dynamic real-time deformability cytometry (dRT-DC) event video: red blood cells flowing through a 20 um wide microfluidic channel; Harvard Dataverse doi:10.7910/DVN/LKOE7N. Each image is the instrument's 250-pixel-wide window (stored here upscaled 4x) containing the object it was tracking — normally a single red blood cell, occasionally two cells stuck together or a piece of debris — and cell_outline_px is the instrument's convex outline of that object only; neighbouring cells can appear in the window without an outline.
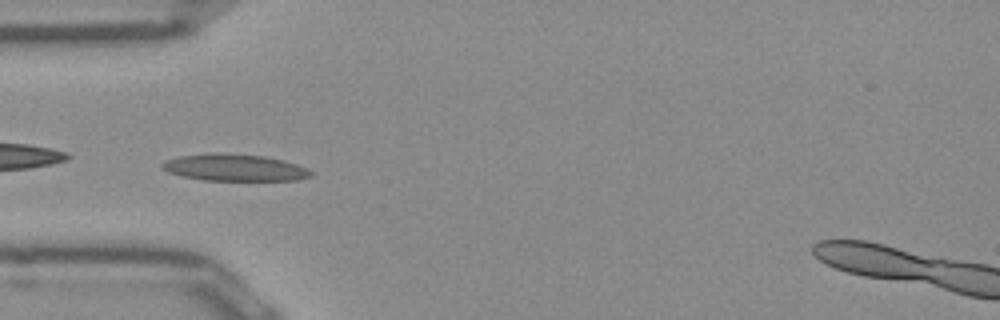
{"species": "Egyptian fruit bat (a non-hibernating species)", "species_latin": "Rousettus aegyptiacus", "temperature_condition": "room temperature", "stored_images_in_passage": 45, "camera_frame_rate_fps": 3000, "um_per_image_px": 0.085, "frame": {"image": 1, "passage_image": 9, "time_ms": 2.667, "image_size_px": [1000, 320], "cell_outline_px": [[312, 176], [300, 180], [204, 180], [184, 176], [168, 172], [160, 168], [160, 164], [164, 160], [180, 156], [212, 152], [264, 156], [284, 160], [308, 168], [312, 172]], "centroid_in_image_um": [19.93, 14.24], "position_along_channel_um": 65.1, "area_um2": 23.35}}
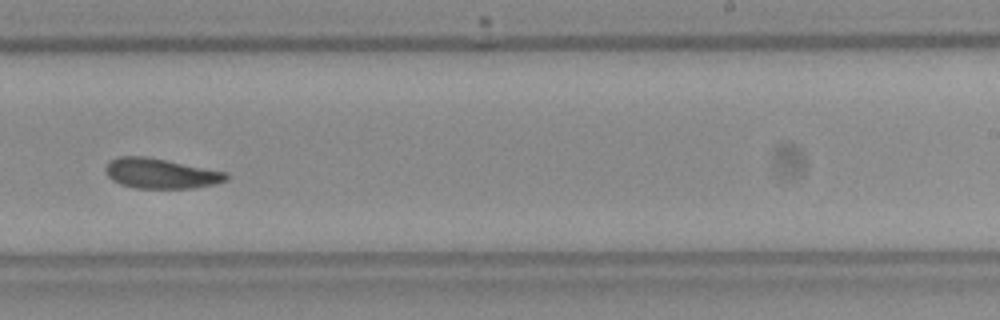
{"frame": {"image": 2, "passage_image": 25, "time_ms": 8.0, "image_size_px": [1000, 320], "cell_outline_px": [[228, 180], [212, 184], [192, 188], [136, 188], [120, 184], [112, 180], [108, 176], [104, 168], [112, 160], [120, 156], [144, 156], [228, 172]], "centroid_in_image_um": [13.66, 14.75], "position_along_channel_um": 275.3, "area_um2": 20.92}}
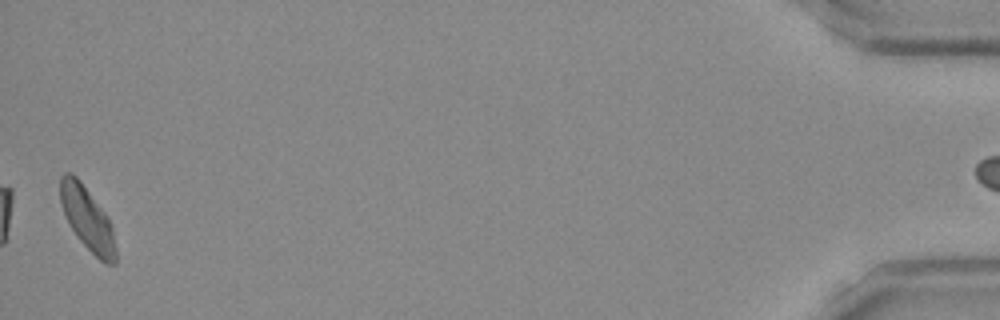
{"frame": {"image": 3, "passage_image": 44, "time_ms": 14.333, "image_size_px": [1000, 320], "cell_outline_px": [[116, 264], [104, 264], [80, 240], [72, 228], [64, 212], [60, 200], [60, 176], [64, 172], [72, 172], [80, 180], [104, 212], [112, 228], [116, 248]], "centroid_in_image_um": [7.42, 18.57], "position_along_channel_um": 427.8, "area_um2": 20.06}, "authors_computed_cell_mechanics": {"area_um2": 21.0392, "velocity_mm_per_s": 3.9397, "shape_relaxation_time_tau1_ms": null, "shape_relaxation_time_tau2_ms": 5.9042, "deformation_change_tau1": null, "deformation_change_tau2": 0.113}}